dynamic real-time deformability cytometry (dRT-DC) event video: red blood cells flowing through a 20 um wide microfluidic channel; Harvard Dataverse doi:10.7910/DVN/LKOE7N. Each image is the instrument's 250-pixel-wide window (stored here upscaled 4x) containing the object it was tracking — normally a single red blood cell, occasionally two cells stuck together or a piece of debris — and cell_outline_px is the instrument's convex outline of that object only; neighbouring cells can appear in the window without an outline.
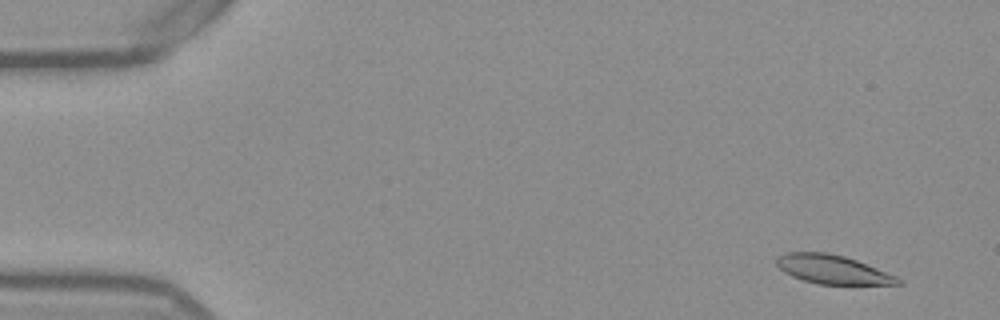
{"species": "Egyptian fruit bat (a non-hibernating species)", "species_latin": "Rousettus aegyptiacus", "temperature_condition": "warm", "stored_images_in_passage": 53, "camera_frame_rate_fps": 3000, "um_per_image_px": 0.085, "frame": {"image": 1, "passage_image": 4, "time_ms": 1.0, "image_size_px": [1000, 320], "cell_outline_px": [[904, 284], [816, 284], [792, 276], [784, 272], [776, 264], [776, 256], [788, 252], [828, 252], [844, 256], [856, 260], [896, 276], [904, 280]], "centroid_in_image_um": [70.76, 22.9], "position_along_channel_um": 14.2, "area_um2": 20.35}}
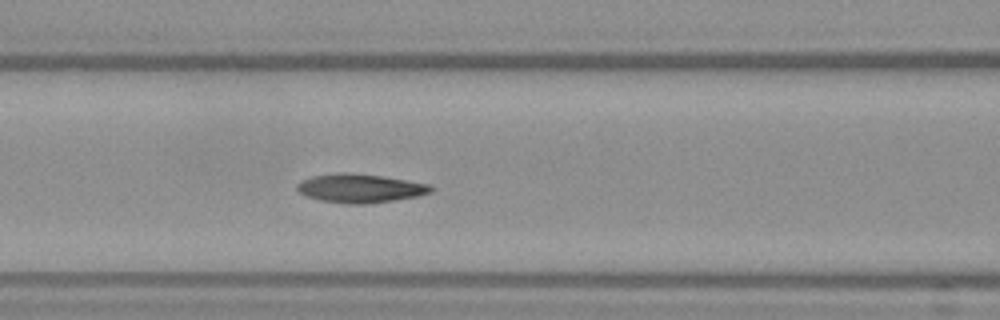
{"frame": {"image": 2, "passage_image": 23, "time_ms": 7.333, "image_size_px": [1000, 320], "cell_outline_px": [[432, 192], [416, 196], [392, 200], [364, 204], [348, 204], [320, 200], [308, 196], [300, 192], [296, 188], [296, 184], [300, 180], [312, 176], [340, 172], [344, 172], [384, 176], [428, 184], [432, 188]], "centroid_in_image_um": [30.56, 15.99], "position_along_channel_um": 136.0, "area_um2": 22.2}}
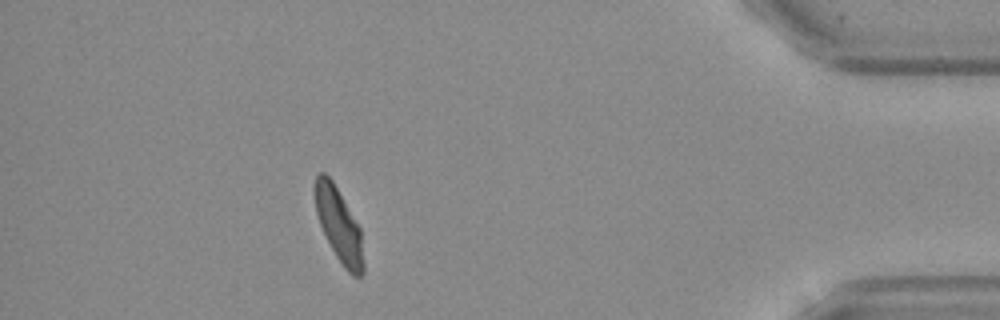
{"frame": {"image": 3, "passage_image": 48, "time_ms": 15.667, "image_size_px": [1000, 320], "cell_outline_px": [[364, 272], [360, 276], [352, 276], [344, 268], [336, 256], [320, 224], [316, 212], [312, 188], [316, 172], [324, 172], [332, 180], [360, 228], [364, 264]], "centroid_in_image_um": [28.77, 19.08], "position_along_channel_um": 406.4, "area_um2": 20.87}, "authors_computed_cell_mechanics": {"area_um2": 21.5594, "velocity_mm_per_s": 3.8391, "shape_relaxation_time_tau1_ms": 2.7252, "shape_relaxation_time_tau2_ms": 1.6923, "deformation_change_tau1": 0.1548, "deformation_change_tau2": 0.082}}